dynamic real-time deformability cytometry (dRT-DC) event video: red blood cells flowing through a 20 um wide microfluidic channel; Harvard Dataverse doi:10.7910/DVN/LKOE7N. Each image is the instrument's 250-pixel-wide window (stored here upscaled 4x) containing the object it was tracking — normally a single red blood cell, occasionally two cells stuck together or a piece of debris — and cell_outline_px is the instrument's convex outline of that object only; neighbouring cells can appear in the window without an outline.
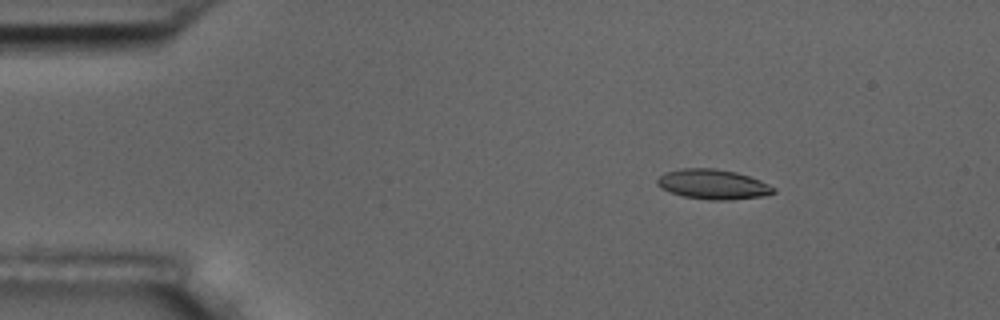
{"species": "common noctule bat (a hibernating species)", "species_latin": "Nyctalus noctula", "temperature_condition": "room temperature", "stored_images_in_passage": 5, "camera_frame_rate_fps": 3000, "um_per_image_px": 0.085, "animal": {"sex": "male", "body_mass_g": 17.5, "forearm_length_mm": 52.3}, "frame": {"image": 1, "passage_image": 3, "time_ms": 2.333, "image_size_px": [1000, 320], "cell_outline_px": [[776, 192], [760, 196], [732, 200], [708, 200], [684, 196], [660, 188], [656, 184], [656, 180], [664, 172], [680, 168], [716, 168], [736, 172], [760, 180], [776, 188]], "centroid_in_image_um": [60.58, 15.66], "position_along_channel_um": 24.4, "area_um2": 20.29}}